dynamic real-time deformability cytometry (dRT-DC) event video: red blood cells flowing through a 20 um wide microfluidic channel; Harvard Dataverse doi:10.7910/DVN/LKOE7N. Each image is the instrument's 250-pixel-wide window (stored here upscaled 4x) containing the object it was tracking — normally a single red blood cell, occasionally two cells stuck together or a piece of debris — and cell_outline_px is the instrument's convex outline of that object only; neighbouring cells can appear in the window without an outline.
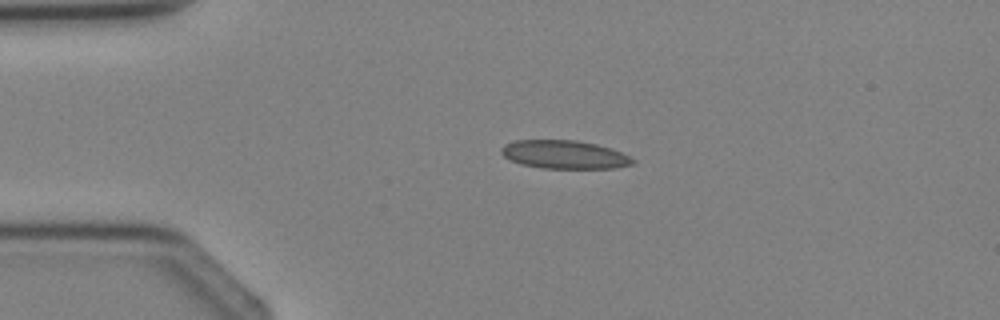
{"species": "Egyptian fruit bat (a non-hibernating species)", "species_latin": "Rousettus aegyptiacus", "temperature_condition": "cold", "stored_images_in_passage": 3, "camera_frame_rate_fps": 3000, "um_per_image_px": 0.085, "animal": {"sex": "female"}, "frame": {"image": 1, "passage_image": 2, "time_ms": 1.333, "image_size_px": [1000, 320], "cell_outline_px": [[636, 160], [632, 164], [616, 168], [540, 168], [520, 164], [508, 160], [500, 152], [500, 148], [504, 144], [516, 140], [576, 140], [596, 144], [620, 152]], "centroid_in_image_um": [47.91, 13.14], "position_along_channel_um": 37.1, "area_um2": 21.73}}